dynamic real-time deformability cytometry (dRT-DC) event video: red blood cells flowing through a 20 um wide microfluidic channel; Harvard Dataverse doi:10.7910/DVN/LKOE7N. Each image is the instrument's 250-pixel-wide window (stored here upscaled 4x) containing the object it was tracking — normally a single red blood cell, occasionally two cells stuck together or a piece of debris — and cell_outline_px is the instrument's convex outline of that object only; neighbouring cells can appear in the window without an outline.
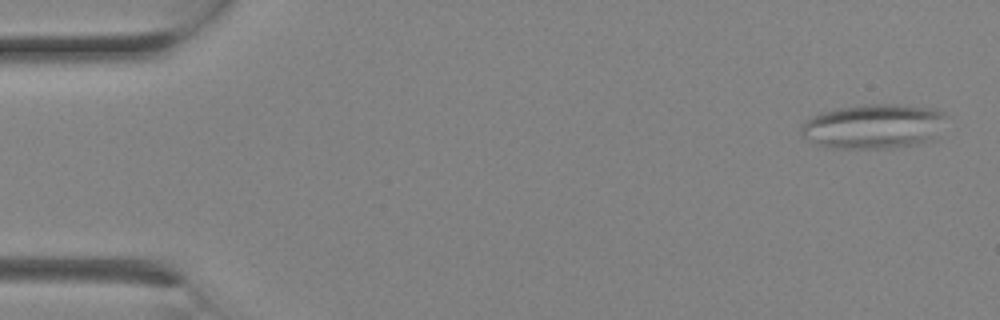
{"species": "Egyptian fruit bat (a non-hibernating species)", "species_latin": "Rousettus aegyptiacus", "temperature_condition": "room temperature", "stored_images_in_passage": 4, "camera_frame_rate_fps": 3000, "um_per_image_px": 0.085, "animal": {"sex": "female"}, "frame": {"image": 1, "passage_image": 4, "time_ms": 1.0, "image_size_px": [1000, 320], "cell_outline_px": [[944, 116], [936, 140], [892, 148], [832, 148], [816, 144], [804, 140], [800, 132], [800, 124], [804, 120], [820, 112], [836, 108], [868, 104], [896, 104], [936, 108], [944, 112]], "centroid_in_image_um": [74.2, 10.74], "position_along_channel_um": 10.8, "area_um2": 38.26}}